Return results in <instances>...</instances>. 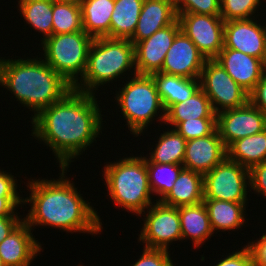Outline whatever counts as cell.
Instances as JSON below:
<instances>
[{
    "instance_id": "cell-1",
    "label": "cell",
    "mask_w": 266,
    "mask_h": 266,
    "mask_svg": "<svg viewBox=\"0 0 266 266\" xmlns=\"http://www.w3.org/2000/svg\"><path fill=\"white\" fill-rule=\"evenodd\" d=\"M96 96L73 88L30 120L31 136L50 147L59 168H69L102 134L105 121Z\"/></svg>"
},
{
    "instance_id": "cell-2",
    "label": "cell",
    "mask_w": 266,
    "mask_h": 266,
    "mask_svg": "<svg viewBox=\"0 0 266 266\" xmlns=\"http://www.w3.org/2000/svg\"><path fill=\"white\" fill-rule=\"evenodd\" d=\"M59 169V179L28 180L29 197H23V208L25 204L31 208L23 220L32 230L35 226H48L71 234H100L103 224L99 213L89 200H84L70 177L67 178L69 169Z\"/></svg>"
},
{
    "instance_id": "cell-3",
    "label": "cell",
    "mask_w": 266,
    "mask_h": 266,
    "mask_svg": "<svg viewBox=\"0 0 266 266\" xmlns=\"http://www.w3.org/2000/svg\"><path fill=\"white\" fill-rule=\"evenodd\" d=\"M0 85L13 93L23 107L40 111L61 100L73 86L50 67L42 57L0 58Z\"/></svg>"
},
{
    "instance_id": "cell-4",
    "label": "cell",
    "mask_w": 266,
    "mask_h": 266,
    "mask_svg": "<svg viewBox=\"0 0 266 266\" xmlns=\"http://www.w3.org/2000/svg\"><path fill=\"white\" fill-rule=\"evenodd\" d=\"M129 71L131 76L137 74L134 44L129 39L95 38L89 48L85 72L73 88L96 95L100 86L125 78Z\"/></svg>"
},
{
    "instance_id": "cell-5",
    "label": "cell",
    "mask_w": 266,
    "mask_h": 266,
    "mask_svg": "<svg viewBox=\"0 0 266 266\" xmlns=\"http://www.w3.org/2000/svg\"><path fill=\"white\" fill-rule=\"evenodd\" d=\"M102 169L108 191L106 196L116 207L139 217L154 203L144 155L123 156L116 162H106Z\"/></svg>"
},
{
    "instance_id": "cell-6",
    "label": "cell",
    "mask_w": 266,
    "mask_h": 266,
    "mask_svg": "<svg viewBox=\"0 0 266 266\" xmlns=\"http://www.w3.org/2000/svg\"><path fill=\"white\" fill-rule=\"evenodd\" d=\"M128 74V81L117 91L115 102L120 108L123 118L126 120L131 135L138 137L144 135L153 120L159 123L165 121V109L159 97L156 83L152 75ZM131 78V79H130ZM160 113V114H159Z\"/></svg>"
},
{
    "instance_id": "cell-7",
    "label": "cell",
    "mask_w": 266,
    "mask_h": 266,
    "mask_svg": "<svg viewBox=\"0 0 266 266\" xmlns=\"http://www.w3.org/2000/svg\"><path fill=\"white\" fill-rule=\"evenodd\" d=\"M92 41L85 31L53 34L40 43L43 60L74 86L85 72Z\"/></svg>"
},
{
    "instance_id": "cell-8",
    "label": "cell",
    "mask_w": 266,
    "mask_h": 266,
    "mask_svg": "<svg viewBox=\"0 0 266 266\" xmlns=\"http://www.w3.org/2000/svg\"><path fill=\"white\" fill-rule=\"evenodd\" d=\"M203 177L204 199L248 203L250 172L239 163L226 157Z\"/></svg>"
},
{
    "instance_id": "cell-9",
    "label": "cell",
    "mask_w": 266,
    "mask_h": 266,
    "mask_svg": "<svg viewBox=\"0 0 266 266\" xmlns=\"http://www.w3.org/2000/svg\"><path fill=\"white\" fill-rule=\"evenodd\" d=\"M199 79L200 88L209 98L215 114L241 107L249 101V93L214 59L205 61Z\"/></svg>"
},
{
    "instance_id": "cell-10",
    "label": "cell",
    "mask_w": 266,
    "mask_h": 266,
    "mask_svg": "<svg viewBox=\"0 0 266 266\" xmlns=\"http://www.w3.org/2000/svg\"><path fill=\"white\" fill-rule=\"evenodd\" d=\"M139 216L144 225L138 235V242L146 248L169 250L173 241H182V231L178 208L154 202ZM145 214V215H143Z\"/></svg>"
},
{
    "instance_id": "cell-11",
    "label": "cell",
    "mask_w": 266,
    "mask_h": 266,
    "mask_svg": "<svg viewBox=\"0 0 266 266\" xmlns=\"http://www.w3.org/2000/svg\"><path fill=\"white\" fill-rule=\"evenodd\" d=\"M181 31L207 59L217 57L223 49L224 20L221 16L177 13Z\"/></svg>"
},
{
    "instance_id": "cell-12",
    "label": "cell",
    "mask_w": 266,
    "mask_h": 266,
    "mask_svg": "<svg viewBox=\"0 0 266 266\" xmlns=\"http://www.w3.org/2000/svg\"><path fill=\"white\" fill-rule=\"evenodd\" d=\"M216 129L227 148L234 141L266 129V115L249 101L238 108L216 114Z\"/></svg>"
},
{
    "instance_id": "cell-13",
    "label": "cell",
    "mask_w": 266,
    "mask_h": 266,
    "mask_svg": "<svg viewBox=\"0 0 266 266\" xmlns=\"http://www.w3.org/2000/svg\"><path fill=\"white\" fill-rule=\"evenodd\" d=\"M181 31L178 19L149 38L134 44L135 68L137 74L152 75L161 71L167 51L174 38Z\"/></svg>"
},
{
    "instance_id": "cell-14",
    "label": "cell",
    "mask_w": 266,
    "mask_h": 266,
    "mask_svg": "<svg viewBox=\"0 0 266 266\" xmlns=\"http://www.w3.org/2000/svg\"><path fill=\"white\" fill-rule=\"evenodd\" d=\"M256 18L224 22L223 48L234 49L264 61L266 57L263 24Z\"/></svg>"
},
{
    "instance_id": "cell-15",
    "label": "cell",
    "mask_w": 266,
    "mask_h": 266,
    "mask_svg": "<svg viewBox=\"0 0 266 266\" xmlns=\"http://www.w3.org/2000/svg\"><path fill=\"white\" fill-rule=\"evenodd\" d=\"M206 60L192 40L180 31L167 51L160 72L199 79Z\"/></svg>"
},
{
    "instance_id": "cell-16",
    "label": "cell",
    "mask_w": 266,
    "mask_h": 266,
    "mask_svg": "<svg viewBox=\"0 0 266 266\" xmlns=\"http://www.w3.org/2000/svg\"><path fill=\"white\" fill-rule=\"evenodd\" d=\"M227 157V148L217 129L210 135L186 141L183 167L205 174Z\"/></svg>"
},
{
    "instance_id": "cell-17",
    "label": "cell",
    "mask_w": 266,
    "mask_h": 266,
    "mask_svg": "<svg viewBox=\"0 0 266 266\" xmlns=\"http://www.w3.org/2000/svg\"><path fill=\"white\" fill-rule=\"evenodd\" d=\"M23 220L2 242L0 257L4 266H29L43 251L42 245Z\"/></svg>"
},
{
    "instance_id": "cell-18",
    "label": "cell",
    "mask_w": 266,
    "mask_h": 266,
    "mask_svg": "<svg viewBox=\"0 0 266 266\" xmlns=\"http://www.w3.org/2000/svg\"><path fill=\"white\" fill-rule=\"evenodd\" d=\"M214 60L248 93L264 75L263 60L234 49L223 48Z\"/></svg>"
},
{
    "instance_id": "cell-19",
    "label": "cell",
    "mask_w": 266,
    "mask_h": 266,
    "mask_svg": "<svg viewBox=\"0 0 266 266\" xmlns=\"http://www.w3.org/2000/svg\"><path fill=\"white\" fill-rule=\"evenodd\" d=\"M178 19L173 0H144L136 30L129 39L133 44L149 38L156 31Z\"/></svg>"
},
{
    "instance_id": "cell-20",
    "label": "cell",
    "mask_w": 266,
    "mask_h": 266,
    "mask_svg": "<svg viewBox=\"0 0 266 266\" xmlns=\"http://www.w3.org/2000/svg\"><path fill=\"white\" fill-rule=\"evenodd\" d=\"M178 214L183 241L191 238L193 248H200L204 245V242L206 243V240L211 239L214 232L211 228L207 209L203 202L178 207Z\"/></svg>"
},
{
    "instance_id": "cell-21",
    "label": "cell",
    "mask_w": 266,
    "mask_h": 266,
    "mask_svg": "<svg viewBox=\"0 0 266 266\" xmlns=\"http://www.w3.org/2000/svg\"><path fill=\"white\" fill-rule=\"evenodd\" d=\"M204 200L203 174L183 168L178 174L172 190L161 201L165 205L182 207L195 205Z\"/></svg>"
},
{
    "instance_id": "cell-22",
    "label": "cell",
    "mask_w": 266,
    "mask_h": 266,
    "mask_svg": "<svg viewBox=\"0 0 266 266\" xmlns=\"http://www.w3.org/2000/svg\"><path fill=\"white\" fill-rule=\"evenodd\" d=\"M203 203L207 209L211 228L214 233L221 231H237L246 220L247 203H236L230 201L204 199ZM217 231V232H216Z\"/></svg>"
},
{
    "instance_id": "cell-23",
    "label": "cell",
    "mask_w": 266,
    "mask_h": 266,
    "mask_svg": "<svg viewBox=\"0 0 266 266\" xmlns=\"http://www.w3.org/2000/svg\"><path fill=\"white\" fill-rule=\"evenodd\" d=\"M115 0H82L80 3L83 30L93 39L109 37Z\"/></svg>"
},
{
    "instance_id": "cell-24",
    "label": "cell",
    "mask_w": 266,
    "mask_h": 266,
    "mask_svg": "<svg viewBox=\"0 0 266 266\" xmlns=\"http://www.w3.org/2000/svg\"><path fill=\"white\" fill-rule=\"evenodd\" d=\"M163 108L184 102L200 88V79H190L163 72L152 74Z\"/></svg>"
},
{
    "instance_id": "cell-25",
    "label": "cell",
    "mask_w": 266,
    "mask_h": 266,
    "mask_svg": "<svg viewBox=\"0 0 266 266\" xmlns=\"http://www.w3.org/2000/svg\"><path fill=\"white\" fill-rule=\"evenodd\" d=\"M196 118H216L211 102L201 88L184 102L169 106L165 110L164 124L174 128L181 121Z\"/></svg>"
},
{
    "instance_id": "cell-26",
    "label": "cell",
    "mask_w": 266,
    "mask_h": 266,
    "mask_svg": "<svg viewBox=\"0 0 266 266\" xmlns=\"http://www.w3.org/2000/svg\"><path fill=\"white\" fill-rule=\"evenodd\" d=\"M227 158L247 169L266 161V129L240 138L227 147Z\"/></svg>"
},
{
    "instance_id": "cell-27",
    "label": "cell",
    "mask_w": 266,
    "mask_h": 266,
    "mask_svg": "<svg viewBox=\"0 0 266 266\" xmlns=\"http://www.w3.org/2000/svg\"><path fill=\"white\" fill-rule=\"evenodd\" d=\"M157 139L154 149L145 157L146 162L157 164H179L183 165L186 140L174 129L168 127L163 130ZM153 150V151H152Z\"/></svg>"
},
{
    "instance_id": "cell-28",
    "label": "cell",
    "mask_w": 266,
    "mask_h": 266,
    "mask_svg": "<svg viewBox=\"0 0 266 266\" xmlns=\"http://www.w3.org/2000/svg\"><path fill=\"white\" fill-rule=\"evenodd\" d=\"M144 0H115L110 38L130 39L137 27Z\"/></svg>"
},
{
    "instance_id": "cell-29",
    "label": "cell",
    "mask_w": 266,
    "mask_h": 266,
    "mask_svg": "<svg viewBox=\"0 0 266 266\" xmlns=\"http://www.w3.org/2000/svg\"><path fill=\"white\" fill-rule=\"evenodd\" d=\"M18 12L34 31L42 33L40 41L53 35L52 0H17Z\"/></svg>"
},
{
    "instance_id": "cell-30",
    "label": "cell",
    "mask_w": 266,
    "mask_h": 266,
    "mask_svg": "<svg viewBox=\"0 0 266 266\" xmlns=\"http://www.w3.org/2000/svg\"><path fill=\"white\" fill-rule=\"evenodd\" d=\"M146 167L151 192L154 196H159L154 201H162L169 194L178 174L184 168L179 164H157L154 162H146Z\"/></svg>"
},
{
    "instance_id": "cell-31",
    "label": "cell",
    "mask_w": 266,
    "mask_h": 266,
    "mask_svg": "<svg viewBox=\"0 0 266 266\" xmlns=\"http://www.w3.org/2000/svg\"><path fill=\"white\" fill-rule=\"evenodd\" d=\"M53 34L84 31L80 5L52 1Z\"/></svg>"
},
{
    "instance_id": "cell-32",
    "label": "cell",
    "mask_w": 266,
    "mask_h": 266,
    "mask_svg": "<svg viewBox=\"0 0 266 266\" xmlns=\"http://www.w3.org/2000/svg\"><path fill=\"white\" fill-rule=\"evenodd\" d=\"M262 1L220 0V16L224 21L257 18L259 14L256 15V12L258 13L259 7L262 6Z\"/></svg>"
},
{
    "instance_id": "cell-33",
    "label": "cell",
    "mask_w": 266,
    "mask_h": 266,
    "mask_svg": "<svg viewBox=\"0 0 266 266\" xmlns=\"http://www.w3.org/2000/svg\"><path fill=\"white\" fill-rule=\"evenodd\" d=\"M174 129L187 141L202 138L216 130V118H196L179 122Z\"/></svg>"
},
{
    "instance_id": "cell-34",
    "label": "cell",
    "mask_w": 266,
    "mask_h": 266,
    "mask_svg": "<svg viewBox=\"0 0 266 266\" xmlns=\"http://www.w3.org/2000/svg\"><path fill=\"white\" fill-rule=\"evenodd\" d=\"M177 13L220 16V0H173Z\"/></svg>"
},
{
    "instance_id": "cell-35",
    "label": "cell",
    "mask_w": 266,
    "mask_h": 266,
    "mask_svg": "<svg viewBox=\"0 0 266 266\" xmlns=\"http://www.w3.org/2000/svg\"><path fill=\"white\" fill-rule=\"evenodd\" d=\"M142 254L130 266H175L169 250L143 247Z\"/></svg>"
},
{
    "instance_id": "cell-36",
    "label": "cell",
    "mask_w": 266,
    "mask_h": 266,
    "mask_svg": "<svg viewBox=\"0 0 266 266\" xmlns=\"http://www.w3.org/2000/svg\"><path fill=\"white\" fill-rule=\"evenodd\" d=\"M236 248L224 258L218 259L216 265L213 266H254V260L250 248L247 245L242 249Z\"/></svg>"
},
{
    "instance_id": "cell-37",
    "label": "cell",
    "mask_w": 266,
    "mask_h": 266,
    "mask_svg": "<svg viewBox=\"0 0 266 266\" xmlns=\"http://www.w3.org/2000/svg\"><path fill=\"white\" fill-rule=\"evenodd\" d=\"M250 190L254 194L262 195L266 198V161L253 166L250 170Z\"/></svg>"
},
{
    "instance_id": "cell-38",
    "label": "cell",
    "mask_w": 266,
    "mask_h": 266,
    "mask_svg": "<svg viewBox=\"0 0 266 266\" xmlns=\"http://www.w3.org/2000/svg\"><path fill=\"white\" fill-rule=\"evenodd\" d=\"M249 102L266 115V76L263 75L249 93Z\"/></svg>"
},
{
    "instance_id": "cell-39",
    "label": "cell",
    "mask_w": 266,
    "mask_h": 266,
    "mask_svg": "<svg viewBox=\"0 0 266 266\" xmlns=\"http://www.w3.org/2000/svg\"><path fill=\"white\" fill-rule=\"evenodd\" d=\"M247 246L251 250L254 266H266V231L259 239L248 242Z\"/></svg>"
},
{
    "instance_id": "cell-40",
    "label": "cell",
    "mask_w": 266,
    "mask_h": 266,
    "mask_svg": "<svg viewBox=\"0 0 266 266\" xmlns=\"http://www.w3.org/2000/svg\"><path fill=\"white\" fill-rule=\"evenodd\" d=\"M0 169V196H22L18 192V181L12 173Z\"/></svg>"
},
{
    "instance_id": "cell-41",
    "label": "cell",
    "mask_w": 266,
    "mask_h": 266,
    "mask_svg": "<svg viewBox=\"0 0 266 266\" xmlns=\"http://www.w3.org/2000/svg\"><path fill=\"white\" fill-rule=\"evenodd\" d=\"M22 205L21 196H0V216H19L16 208Z\"/></svg>"
},
{
    "instance_id": "cell-42",
    "label": "cell",
    "mask_w": 266,
    "mask_h": 266,
    "mask_svg": "<svg viewBox=\"0 0 266 266\" xmlns=\"http://www.w3.org/2000/svg\"><path fill=\"white\" fill-rule=\"evenodd\" d=\"M21 216H0V242H2L21 222Z\"/></svg>"
},
{
    "instance_id": "cell-43",
    "label": "cell",
    "mask_w": 266,
    "mask_h": 266,
    "mask_svg": "<svg viewBox=\"0 0 266 266\" xmlns=\"http://www.w3.org/2000/svg\"><path fill=\"white\" fill-rule=\"evenodd\" d=\"M54 2H64V3H73L76 5H80L82 0H52Z\"/></svg>"
},
{
    "instance_id": "cell-44",
    "label": "cell",
    "mask_w": 266,
    "mask_h": 266,
    "mask_svg": "<svg viewBox=\"0 0 266 266\" xmlns=\"http://www.w3.org/2000/svg\"><path fill=\"white\" fill-rule=\"evenodd\" d=\"M263 28H264V36H265V50H266V23L265 22H263Z\"/></svg>"
},
{
    "instance_id": "cell-45",
    "label": "cell",
    "mask_w": 266,
    "mask_h": 266,
    "mask_svg": "<svg viewBox=\"0 0 266 266\" xmlns=\"http://www.w3.org/2000/svg\"><path fill=\"white\" fill-rule=\"evenodd\" d=\"M264 75L266 76V57L263 61Z\"/></svg>"
},
{
    "instance_id": "cell-46",
    "label": "cell",
    "mask_w": 266,
    "mask_h": 266,
    "mask_svg": "<svg viewBox=\"0 0 266 266\" xmlns=\"http://www.w3.org/2000/svg\"><path fill=\"white\" fill-rule=\"evenodd\" d=\"M0 266H4L1 257H0Z\"/></svg>"
}]
</instances>
